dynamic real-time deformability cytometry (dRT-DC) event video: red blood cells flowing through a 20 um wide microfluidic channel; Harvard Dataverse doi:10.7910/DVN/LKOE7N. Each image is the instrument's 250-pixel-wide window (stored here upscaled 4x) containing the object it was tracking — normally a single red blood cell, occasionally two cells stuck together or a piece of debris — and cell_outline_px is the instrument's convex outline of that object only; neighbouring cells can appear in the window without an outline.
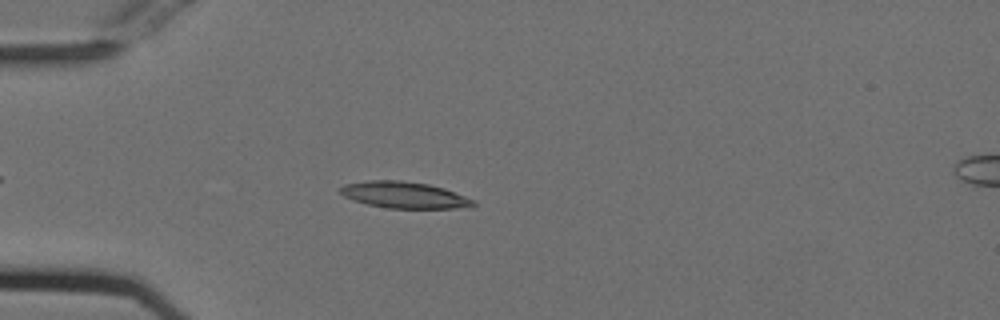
{"species": "Egyptian fruit bat (a non-hibernating species)", "species_latin": "Rousettus aegyptiacus", "temperature_condition": "cold", "stored_images_in_passage": 48, "camera_frame_rate_fps": 3000, "um_per_image_px": 0.085, "animal": {"sex": "female"}, "frame": {"image": 1, "passage_image": 9, "time_ms": 2.667, "image_size_px": [1000, 320], "cell_outline_px": [[476, 204], [472, 208], [388, 208], [368, 204], [352, 200], [344, 196], [340, 192], [340, 188], [344, 184], [368, 180], [400, 180], [428, 184], [444, 188], [476, 200]], "centroid_in_image_um": [34.4, 16.57], "position_along_channel_um": 50.6, "area_um2": 20.63}}
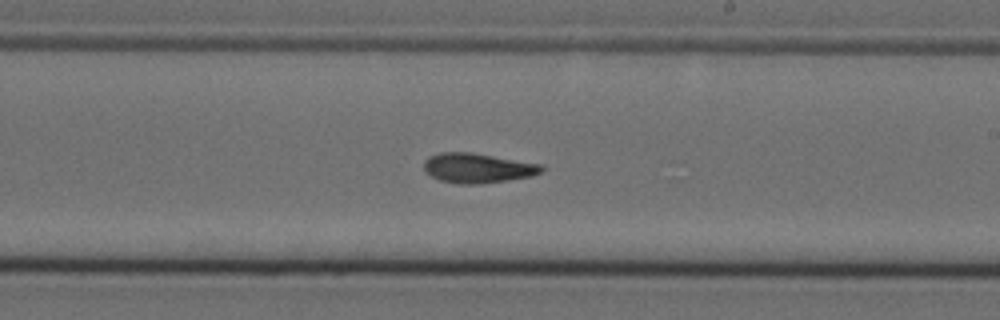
{"frame": {"image": 2, "passage_image": 26, "time_ms": 8.333, "image_size_px": [1000, 320], "cell_outline_px": [[544, 168], [540, 172], [532, 176], [480, 184], [460, 184], [440, 180], [424, 172], [424, 160], [428, 156], [440, 152], [472, 152], [540, 164]], "centroid_in_image_um": [40.55, 14.27], "position_along_channel_um": 248.5, "area_um2": 20.35}}
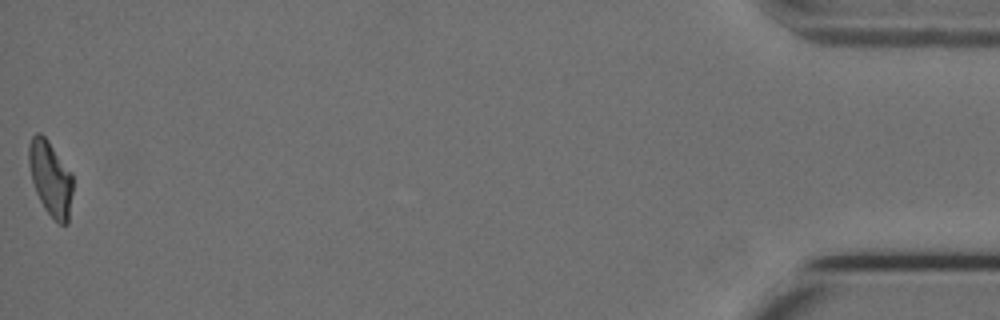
{"frame": {"image": 3, "passage_image": 48, "time_ms": 15.667, "image_size_px": [1000, 320], "cell_outline_px": [[72, 192], [68, 224], [60, 224], [44, 208], [36, 192], [32, 180], [28, 164], [28, 144], [32, 136], [36, 132], [40, 132], [48, 140], [72, 172]], "centroid_in_image_um": [4.28, 15.11], "position_along_channel_um": 430.9, "area_um2": 19.19}, "authors_computed_cell_mechanics": {"area_um2": 19.6809, "velocity_mm_per_s": 3.7434, "shape_relaxation_time_tau1_ms": 6.6558, "shape_relaxation_time_tau2_ms": 3.9746, "deformation_change_tau1": 0.1841, "deformation_change_tau2": 0.1112}}